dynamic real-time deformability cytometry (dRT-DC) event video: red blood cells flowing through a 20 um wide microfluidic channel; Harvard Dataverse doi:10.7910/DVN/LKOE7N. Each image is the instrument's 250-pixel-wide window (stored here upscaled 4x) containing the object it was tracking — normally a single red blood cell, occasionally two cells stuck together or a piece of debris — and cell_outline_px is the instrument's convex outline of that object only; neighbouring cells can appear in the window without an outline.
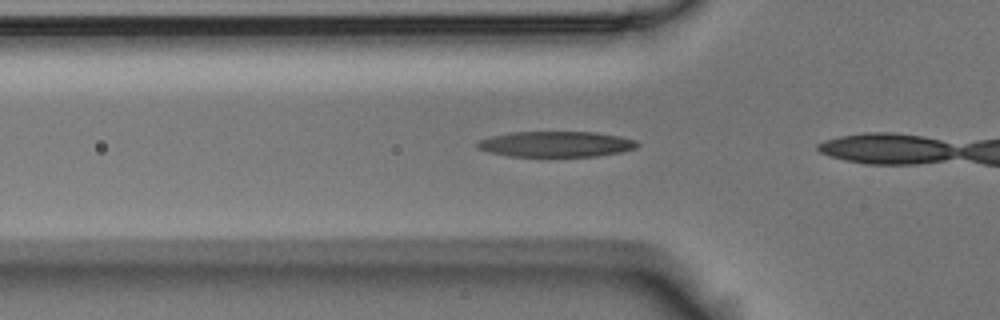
{"species": "Egyptian fruit bat (a non-hibernating species)", "species_latin": "Rousettus aegyptiacus", "temperature_condition": "room temperature", "stored_images_in_passage": 11, "camera_frame_rate_fps": 3000, "um_per_image_px": 0.085, "animal": {"sex": "male"}, "frame": {"image": 1, "passage_image": 10, "time_ms": 3.0, "image_size_px": [1000, 320], "cell_outline_px": [[640, 144], [636, 148], [620, 152], [596, 156], [508, 156], [488, 152], [476, 148], [476, 144], [480, 140], [492, 136], [512, 132], [596, 132], [620, 136], [636, 140]], "centroid_in_image_um": [47.27, 12.25], "position_along_channel_um": 78.5, "area_um2": 23.87}}